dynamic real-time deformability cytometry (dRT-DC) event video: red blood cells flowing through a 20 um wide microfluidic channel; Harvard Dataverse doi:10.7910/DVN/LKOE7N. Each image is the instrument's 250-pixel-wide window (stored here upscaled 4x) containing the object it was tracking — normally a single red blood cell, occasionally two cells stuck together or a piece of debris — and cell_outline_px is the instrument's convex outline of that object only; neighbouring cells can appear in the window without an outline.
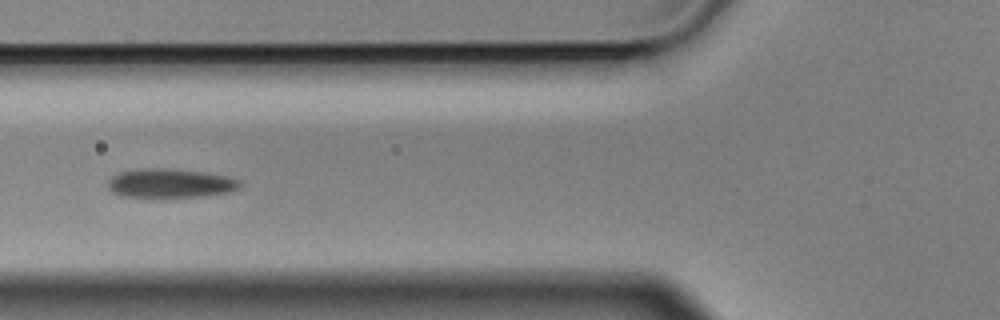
{"species": "Egyptian fruit bat (a non-hibernating species)", "species_latin": "Rousettus aegyptiacus", "temperature_condition": "cold", "stored_images_in_passage": 12, "camera_frame_rate_fps": 3000, "um_per_image_px": 0.085, "animal": {"sex": "male"}, "frame": {"image": 1, "passage_image": 2, "time_ms": 0.333, "image_size_px": [1000, 320], "cell_outline_px": [[244, 184], [240, 188], [232, 192], [200, 196], [152, 200], [120, 196], [112, 192], [108, 188], [108, 180], [112, 176], [120, 172], [140, 168], [164, 168], [208, 172], [228, 176], [240, 180]], "centroid_in_image_um": [14.47, 15.61], "position_along_channel_um": 111.3, "area_um2": 23.58}}
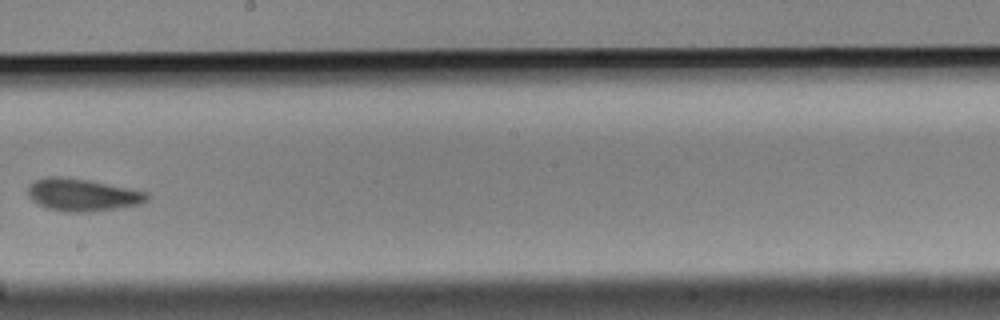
{"frame": {"image": 2, "passage_image": 5, "time_ms": 1.333, "image_size_px": [1000, 320], "cell_outline_px": [[148, 200], [140, 204], [120, 208], [92, 212], [60, 212], [48, 208], [32, 200], [28, 196], [28, 184], [36, 180], [48, 176], [60, 176], [88, 180], [148, 192]], "centroid_in_image_um": [7.0, 16.57], "position_along_channel_um": 241.2, "area_um2": 22.6}}
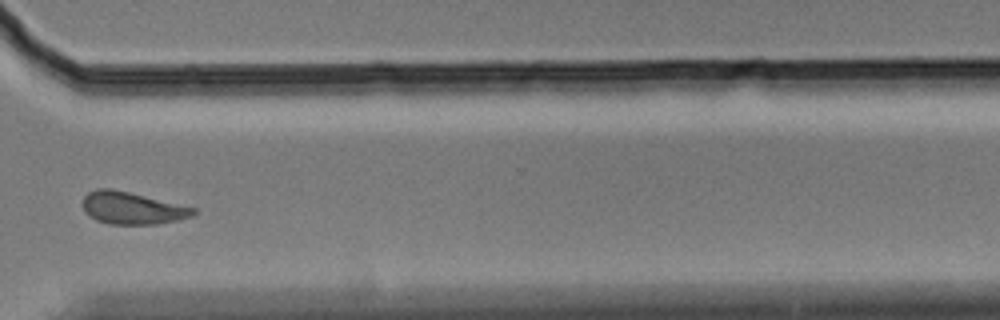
{"frame": {"image": 3, "passage_image": 8, "time_ms": 2.333, "image_size_px": [1000, 320], "cell_outline_px": [[196, 212], [192, 216], [180, 220], [156, 224], [108, 224], [96, 220], [88, 216], [84, 212], [84, 196], [88, 192], [96, 188], [108, 188], [128, 192], [196, 208]], "centroid_in_image_um": [11.22, 17.7], "position_along_channel_um": 359.4, "area_um2": 20.69}}